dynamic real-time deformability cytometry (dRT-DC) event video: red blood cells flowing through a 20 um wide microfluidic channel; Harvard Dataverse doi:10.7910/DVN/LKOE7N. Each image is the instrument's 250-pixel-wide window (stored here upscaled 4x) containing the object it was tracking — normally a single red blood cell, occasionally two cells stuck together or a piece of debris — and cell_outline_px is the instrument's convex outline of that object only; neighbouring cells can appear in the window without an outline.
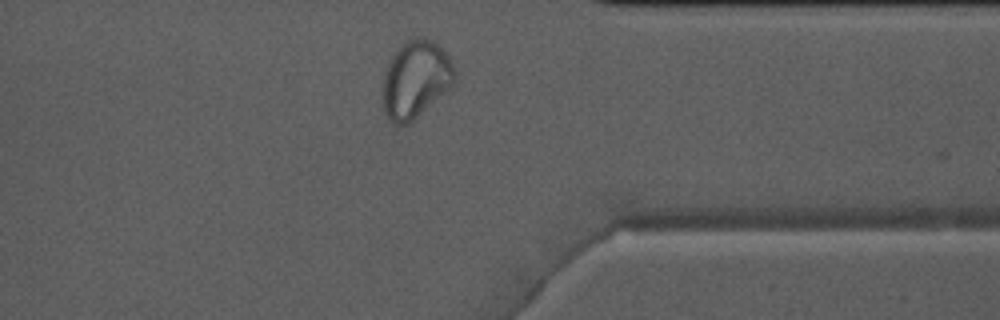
{"species": "Egyptian fruit bat (a non-hibernating species)", "species_latin": "Rousettus aegyptiacus", "temperature_condition": "warm", "stored_images_in_passage": 33, "camera_frame_rate_fps": 3000, "um_per_image_px": 0.085, "animal": {"sex": "male"}, "frame": {"image": 1, "passage_image": 28, "time_ms": 9.0, "image_size_px": [1000, 320], "cell_outline_px": [[456, 80], [444, 92], [408, 124], [396, 124], [388, 120], [384, 112], [384, 68], [396, 48], [404, 40], [416, 36], [420, 36], [432, 40], [448, 56], [456, 72]], "centroid_in_image_um": [35.3, 6.69], "position_along_channel_um": 376.1, "area_um2": 32.25}}